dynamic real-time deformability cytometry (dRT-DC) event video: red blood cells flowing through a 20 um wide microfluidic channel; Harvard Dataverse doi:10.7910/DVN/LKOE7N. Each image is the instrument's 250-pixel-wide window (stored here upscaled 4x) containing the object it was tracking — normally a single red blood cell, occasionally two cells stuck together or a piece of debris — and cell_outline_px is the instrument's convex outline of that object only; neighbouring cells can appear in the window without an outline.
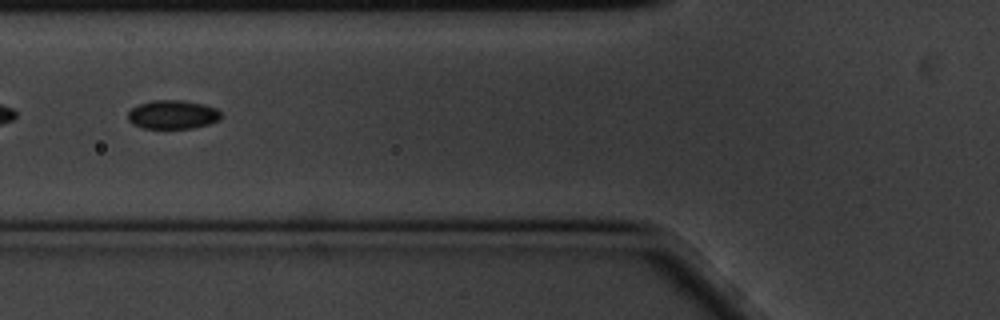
{"species": "common noctule bat (a hibernating species)", "species_latin": "Nyctalus noctula", "temperature_condition": "cold", "stored_images_in_passage": 59, "segment_of_instrument_passage": [2, 2], "camera_frame_rate_fps": 3000, "um_per_image_px": 0.085, "animal": {"sex": "male", "body_mass_g": 20.1, "forearm_length_mm": 53.5}, "frame": {"image": 1, "passage_image": 22, "time_ms": 7.0, "image_size_px": [1000, 320], "cell_outline_px": [[220, 120], [208, 124], [192, 128], [140, 128], [132, 124], [128, 120], [128, 112], [132, 108], [140, 104], [152, 100], [180, 100], [204, 104], [216, 108], [220, 112]], "centroid_in_image_um": [14.66, 9.74], "position_along_channel_um": 111.1, "area_um2": 15.61}}
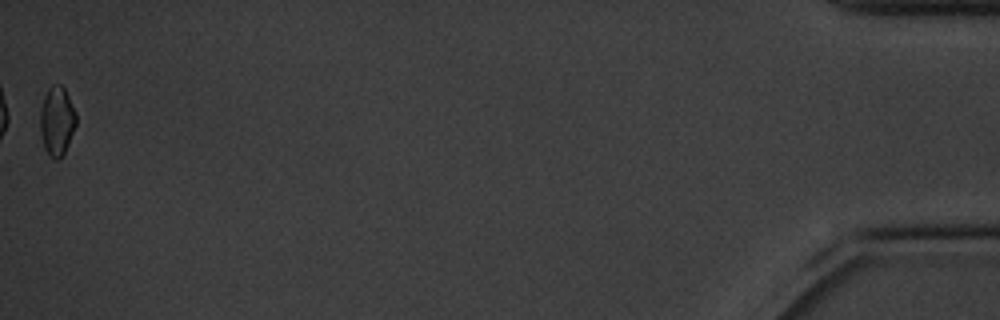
{"frame": {"image": 2, "passage_image": 59, "time_ms": 19.333, "image_size_px": [1000, 320], "cell_outline_px": [[76, 124], [68, 144], [64, 152], [56, 160], [48, 156], [44, 148], [40, 136], [40, 112], [44, 96], [48, 88], [52, 84], [60, 84], [64, 88], [76, 112]], "centroid_in_image_um": [4.82, 10.28], "position_along_channel_um": 430.4, "area_um2": 14.51}}